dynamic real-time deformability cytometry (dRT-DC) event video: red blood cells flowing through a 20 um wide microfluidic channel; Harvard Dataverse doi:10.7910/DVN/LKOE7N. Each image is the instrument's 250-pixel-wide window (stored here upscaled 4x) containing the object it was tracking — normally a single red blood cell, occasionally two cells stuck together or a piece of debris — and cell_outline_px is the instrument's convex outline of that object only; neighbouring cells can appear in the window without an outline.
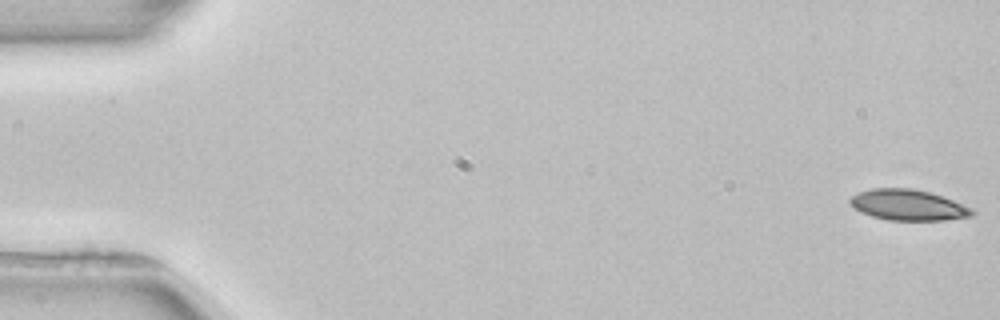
{"species": "common noctule bat (a hibernating species)", "species_latin": "Nyctalus noctula", "temperature_condition": "room temperature", "stored_images_in_passage": 5, "camera_frame_rate_fps": 3000, "um_per_image_px": 0.085, "animal": {"sex": "female", "body_mass_g": 22.7, "forearm_length_mm": 54.2}, "frame": {"image": 1, "passage_image": 1, "time_ms": 0.0, "image_size_px": [1000, 320], "cell_outline_px": [[976, 212], [972, 216], [944, 220], [888, 220], [872, 216], [860, 212], [848, 200], [852, 196], [860, 192], [872, 188], [912, 188], [928, 192], [952, 200], [972, 208]], "centroid_in_image_um": [77.2, 17.43], "position_along_channel_um": 7.8, "area_um2": 21.68}}
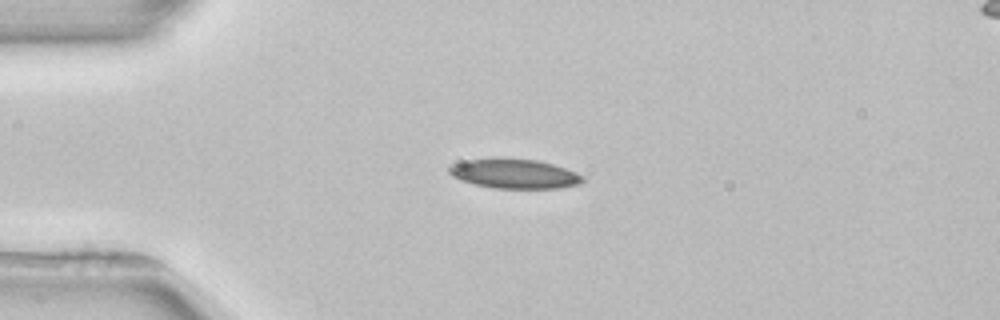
{"frame": {"image": 2, "passage_image": 4, "time_ms": 4.0, "image_size_px": [1000, 320], "cell_outline_px": [[588, 180], [580, 184], [560, 188], [496, 188], [476, 184], [460, 180], [452, 176], [448, 172], [448, 168], [452, 164], [468, 160], [536, 160], [552, 164], [576, 172], [584, 176]], "centroid_in_image_um": [43.79, 14.8], "position_along_channel_um": 41.2, "area_um2": 22.37}}